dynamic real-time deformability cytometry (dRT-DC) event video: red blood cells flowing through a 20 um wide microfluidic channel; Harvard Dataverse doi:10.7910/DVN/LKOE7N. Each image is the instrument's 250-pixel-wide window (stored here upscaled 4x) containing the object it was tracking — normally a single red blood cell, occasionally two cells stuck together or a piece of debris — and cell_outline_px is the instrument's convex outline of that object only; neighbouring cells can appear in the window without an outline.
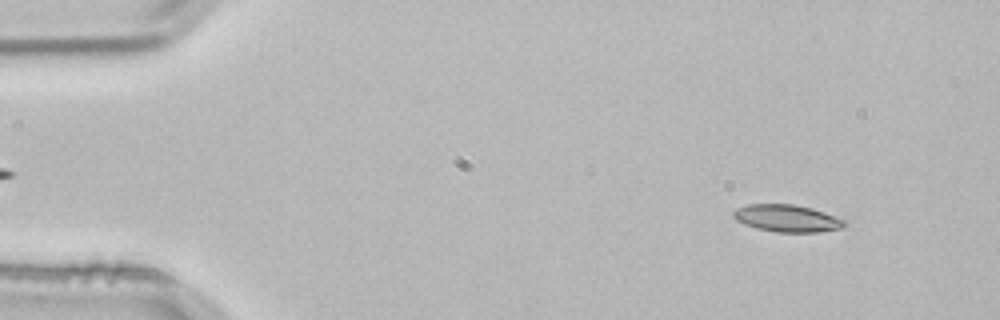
{"species": "common noctule bat (a hibernating species)", "species_latin": "Nyctalus noctula", "temperature_condition": "room temperature", "stored_images_in_passage": 2, "camera_frame_rate_fps": 3000, "um_per_image_px": 0.085, "animal": {"sex": "male", "body_mass_g": 21.5, "forearm_length_mm": 52.0}, "frame": {"image": 1, "passage_image": 1, "time_ms": 0.0, "image_size_px": [1000, 320], "cell_outline_px": [[848, 224], [840, 228], [820, 232], [776, 232], [756, 228], [744, 224], [736, 220], [732, 216], [732, 212], [736, 208], [748, 204], [792, 204], [812, 208], [824, 212], [844, 220]], "centroid_in_image_um": [66.87, 18.55], "position_along_channel_um": 18.1, "area_um2": 17.63}}